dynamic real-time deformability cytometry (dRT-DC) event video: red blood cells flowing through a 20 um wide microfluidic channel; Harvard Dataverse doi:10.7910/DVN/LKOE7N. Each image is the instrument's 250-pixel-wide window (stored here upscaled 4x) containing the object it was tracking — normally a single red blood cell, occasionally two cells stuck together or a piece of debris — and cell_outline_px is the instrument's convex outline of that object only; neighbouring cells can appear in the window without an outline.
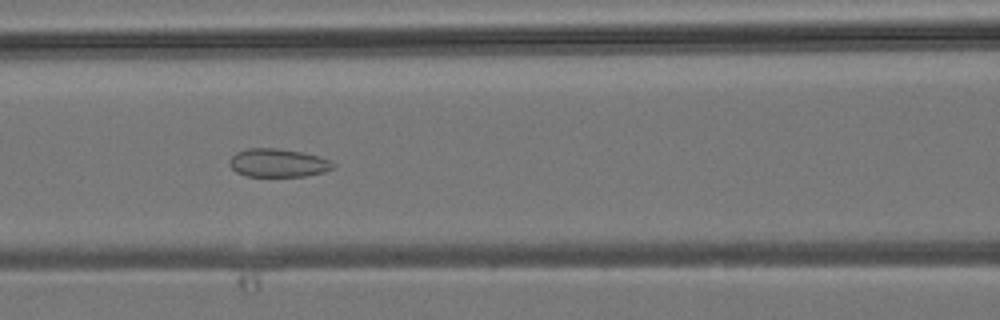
{"species": "common noctule bat (a hibernating species)", "species_latin": "Nyctalus noctula", "temperature_condition": "room temperature", "stored_images_in_passage": 38, "camera_frame_rate_fps": 3000, "um_per_image_px": 0.085, "animal": {"sex": "male", "body_mass_g": 19.2, "forearm_length_mm": 51.8}, "frame": {"image": 1, "passage_image": 12, "time_ms": 3.667, "image_size_px": [1000, 320], "cell_outline_px": [[336, 164], [332, 168], [324, 172], [304, 176], [244, 176], [236, 172], [228, 164], [228, 160], [236, 152], [248, 148], [280, 148], [304, 152], [320, 156]], "centroid_in_image_um": [23.61, 13.84], "position_along_channel_um": 143.0, "area_um2": 17.28}}
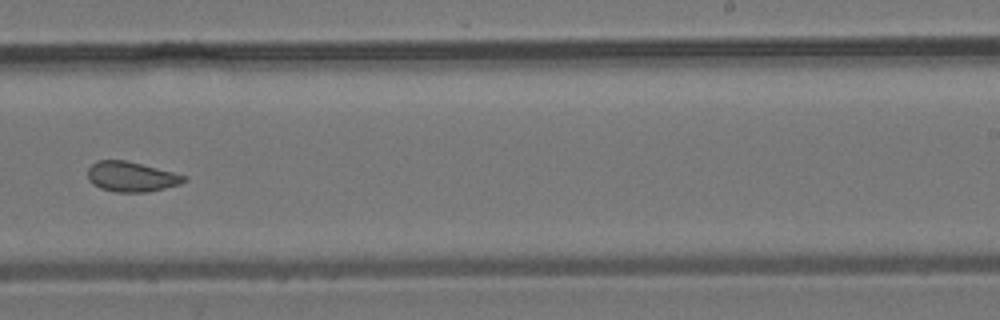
{"frame": {"image": 2, "passage_image": 21, "time_ms": 6.667, "image_size_px": [1000, 320], "cell_outline_px": [[188, 180], [180, 184], [148, 192], [116, 192], [100, 188], [88, 180], [88, 168], [96, 160], [124, 160], [188, 176]], "centroid_in_image_um": [11.16, 15.02], "position_along_channel_um": 277.8, "area_um2": 16.76}}
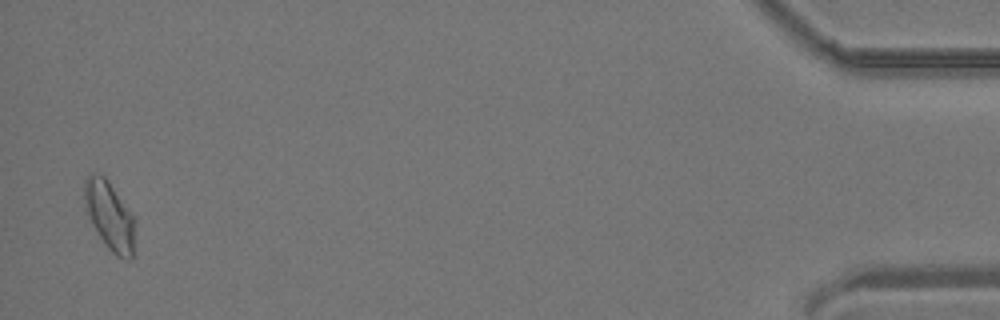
{"frame": {"image": 3, "passage_image": 37, "time_ms": 12.0, "image_size_px": [1000, 320], "cell_outline_px": [[132, 256], [128, 260], [124, 260], [116, 256], [108, 248], [92, 224], [84, 204], [84, 180], [92, 172], [96, 172], [104, 176], [108, 180], [132, 216]], "centroid_in_image_um": [9.25, 18.3], "position_along_channel_um": 426.0, "area_um2": 19.42}}